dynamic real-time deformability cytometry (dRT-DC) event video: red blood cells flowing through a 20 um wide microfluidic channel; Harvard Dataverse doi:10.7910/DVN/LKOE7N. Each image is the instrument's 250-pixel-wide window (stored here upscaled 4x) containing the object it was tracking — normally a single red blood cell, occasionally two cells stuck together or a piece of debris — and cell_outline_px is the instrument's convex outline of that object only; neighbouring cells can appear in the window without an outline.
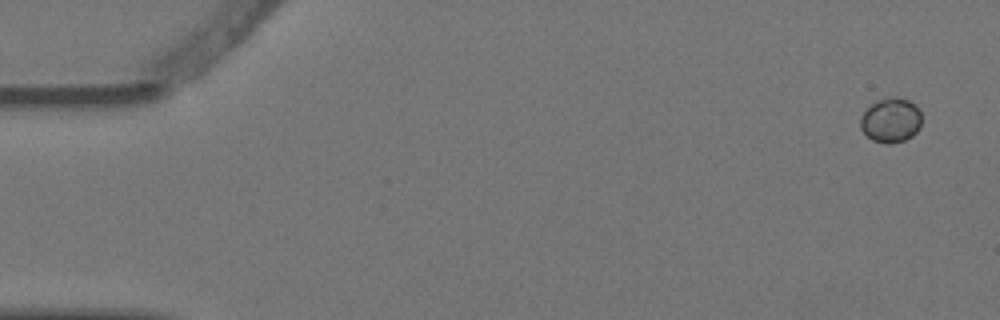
{"species": "Egyptian fruit bat (a non-hibernating species)", "species_latin": "Rousettus aegyptiacus", "temperature_condition": "warm", "stored_images_in_passage": 4, "camera_frame_rate_fps": 3000, "um_per_image_px": 0.085, "animal": {"sex": "female"}, "frame": {"image": 1, "passage_image": 1, "time_ms": 0.0, "image_size_px": [1000, 320], "cell_outline_px": [[920, 128], [912, 136], [904, 140], [892, 144], [884, 144], [872, 140], [860, 128], [860, 116], [876, 100], [888, 96], [896, 96], [908, 100], [916, 104], [920, 108]], "centroid_in_image_um": [75.72, 10.2], "position_along_channel_um": 9.3, "area_um2": 16.18}}